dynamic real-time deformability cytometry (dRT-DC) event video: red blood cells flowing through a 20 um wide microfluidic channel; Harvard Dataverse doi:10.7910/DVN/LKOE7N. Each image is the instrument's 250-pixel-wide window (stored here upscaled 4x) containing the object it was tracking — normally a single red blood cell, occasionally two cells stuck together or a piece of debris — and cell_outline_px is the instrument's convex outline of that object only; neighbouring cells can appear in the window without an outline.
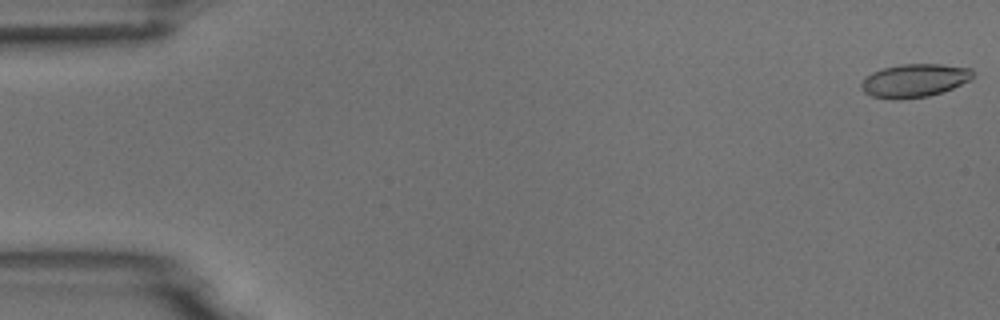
{"species": "common noctule bat (a hibernating species)", "species_latin": "Nyctalus noctula", "temperature_condition": "room temperature", "stored_images_in_passage": 55, "camera_frame_rate_fps": 3000, "um_per_image_px": 0.085, "animal": {"sex": "male", "body_mass_g": 18.8}, "frame": {"image": 1, "passage_image": 1, "time_ms": 0.0, "image_size_px": [1000, 320], "cell_outline_px": [[976, 72], [972, 80], [952, 88], [928, 96], [900, 100], [892, 100], [872, 96], [864, 92], [860, 84], [864, 76], [872, 72], [884, 68], [900, 64], [940, 64], [972, 68]], "centroid_in_image_um": [77.74, 6.84], "position_along_channel_um": 7.3, "area_um2": 21.96}}
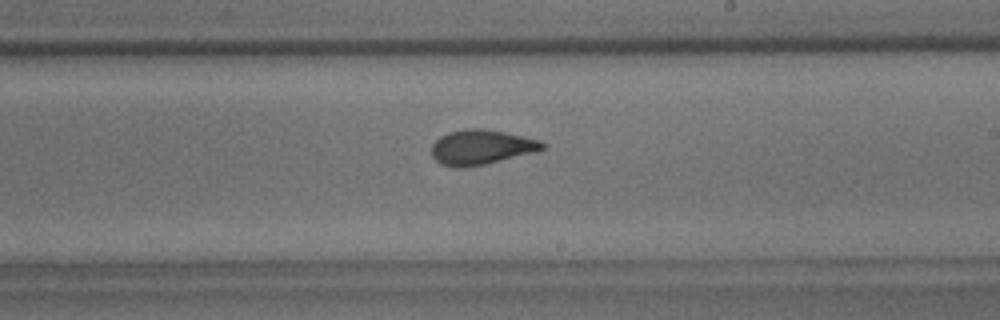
{"frame": {"image": 2, "passage_image": 32, "time_ms": 10.333, "image_size_px": [1000, 320], "cell_outline_px": [[548, 144], [544, 148], [536, 152], [468, 168], [452, 168], [440, 164], [432, 156], [432, 144], [440, 136], [448, 132], [468, 128], [484, 128], [504, 132], [540, 140]], "centroid_in_image_um": [40.9, 12.52], "position_along_channel_um": 248.1, "area_um2": 22.77}}
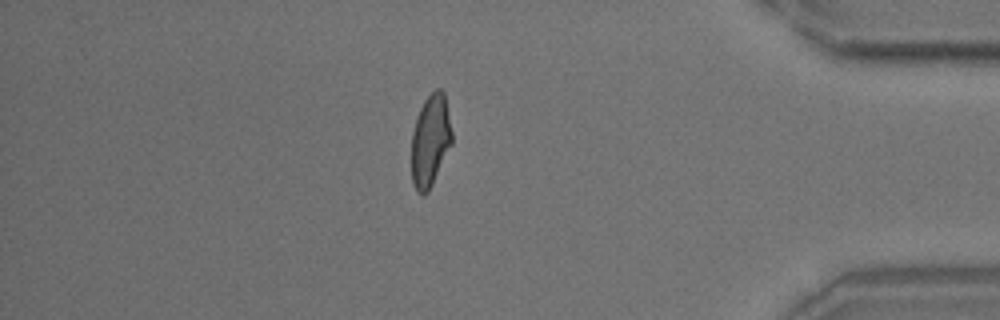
{"frame": {"image": 3, "passage_image": 47, "time_ms": 15.333, "image_size_px": [1000, 320], "cell_outline_px": [[452, 144], [428, 192], [424, 196], [420, 196], [416, 192], [412, 184], [412, 132], [420, 108], [424, 100], [436, 88], [440, 88], [444, 92], [452, 132]], "centroid_in_image_um": [36.57, 11.99], "position_along_channel_um": 398.6, "area_um2": 21.73}, "authors_computed_cell_mechanics": {"area_um2": 22.0796, "velocity_mm_per_s": 3.7107, "shape_relaxation_time_tau1_ms": 5.8514, "shape_relaxation_time_tau2_ms": 1.5442, "deformation_change_tau1": 0.1698, "deformation_change_tau2": 0.0812}}